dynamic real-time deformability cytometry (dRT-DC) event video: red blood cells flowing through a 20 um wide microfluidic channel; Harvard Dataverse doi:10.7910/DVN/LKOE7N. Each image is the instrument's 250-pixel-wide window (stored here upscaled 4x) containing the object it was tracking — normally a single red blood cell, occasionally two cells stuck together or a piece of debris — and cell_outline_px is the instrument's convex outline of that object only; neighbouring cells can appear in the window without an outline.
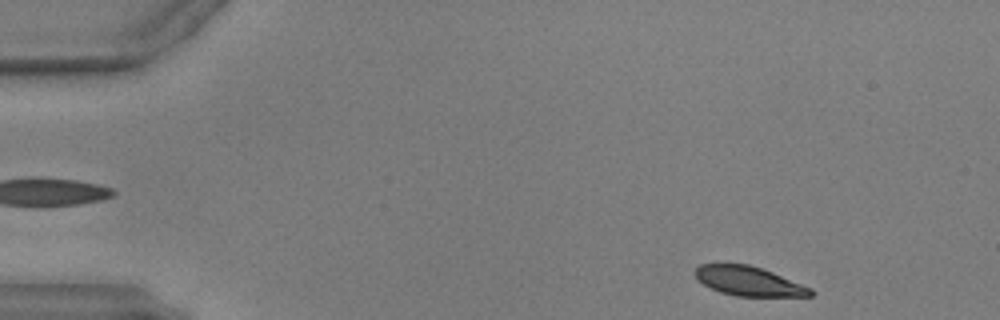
{"species": "common noctule bat (a hibernating species)", "species_latin": "Nyctalus noctula", "temperature_condition": "warm", "stored_images_in_passage": 46, "camera_frame_rate_fps": 3000, "um_per_image_px": 0.085, "animal": {"sex": "male", "body_mass_g": 17.9, "forearm_length_mm": 54.2}, "frame": {"image": 1, "passage_image": 1, "time_ms": 0.0, "image_size_px": [1000, 320], "cell_outline_px": [[816, 292], [812, 296], [736, 296], [720, 292], [696, 280], [692, 272], [700, 264], [748, 264], [772, 272], [812, 288]], "centroid_in_image_um": [63.63, 23.9], "position_along_channel_um": 21.4, "area_um2": 19.77}}
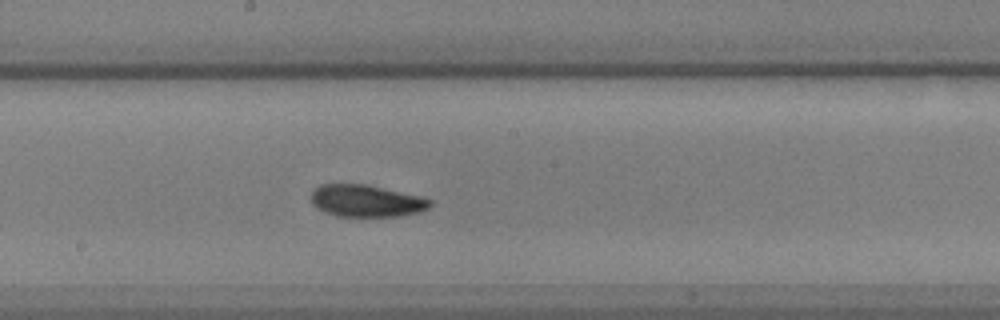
{"frame": {"image": 2, "passage_image": 23, "time_ms": 7.333, "image_size_px": [1000, 320], "cell_outline_px": [[432, 204], [428, 208], [420, 212], [400, 216], [336, 216], [324, 212], [316, 208], [312, 204], [312, 192], [320, 184], [368, 184], [420, 196], [432, 200]], "centroid_in_image_um": [31.14, 17.07], "position_along_channel_um": 217.1, "area_um2": 22.31}}
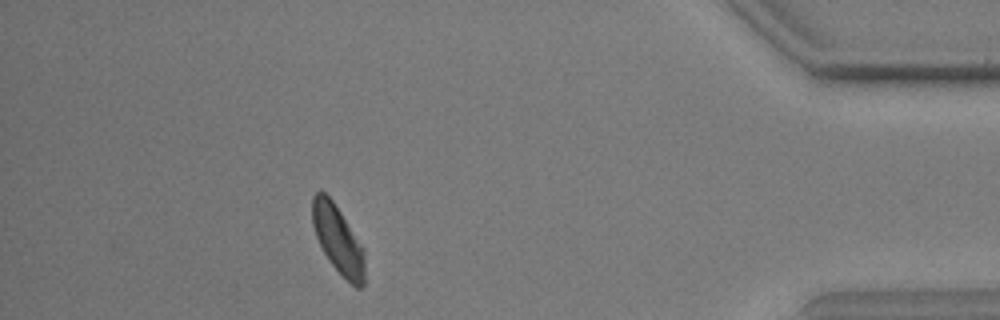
{"frame": {"image": 3, "passage_image": 41, "time_ms": 13.333, "image_size_px": [1000, 320], "cell_outline_px": [[364, 284], [360, 288], [356, 288], [328, 260], [316, 236], [312, 224], [312, 196], [316, 192], [324, 192], [332, 200], [364, 248]], "centroid_in_image_um": [28.72, 20.35], "position_along_channel_um": 406.5, "area_um2": 20.35}, "authors_computed_cell_mechanics": {"area_um2": 21.9062, "velocity_mm_per_s": 3.908, "shape_relaxation_time_tau1_ms": 2.878, "shape_relaxation_time_tau2_ms": null, "deformation_change_tau1": 0.1117, "deformation_change_tau2": null}}